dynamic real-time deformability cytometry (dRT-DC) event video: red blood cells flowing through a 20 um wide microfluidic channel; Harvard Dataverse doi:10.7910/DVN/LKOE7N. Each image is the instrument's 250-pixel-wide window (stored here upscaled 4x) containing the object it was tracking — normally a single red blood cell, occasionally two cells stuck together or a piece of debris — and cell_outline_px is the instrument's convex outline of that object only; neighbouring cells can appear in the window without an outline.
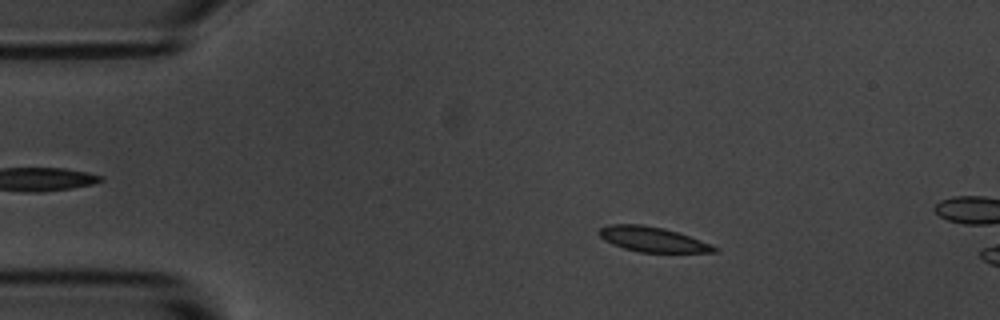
{"species": "common noctule bat (a hibernating species)", "species_latin": "Nyctalus noctula", "temperature_condition": "room temperature", "stored_images_in_passage": 7, "camera_frame_rate_fps": 3000, "um_per_image_px": 0.085, "animal": {"sex": "male", "body_mass_g": 20.1, "forearm_length_mm": 53.5}, "frame": {"image": 1, "passage_image": 1, "time_ms": 0.0, "image_size_px": [1000, 320], "cell_outline_px": [[720, 252], [640, 252], [624, 248], [612, 244], [604, 240], [596, 232], [600, 228], [608, 224], [640, 224], [664, 228], [712, 244], [720, 248]], "centroid_in_image_um": [55.46, 20.34], "position_along_channel_um": 29.5, "area_um2": 16.76}}